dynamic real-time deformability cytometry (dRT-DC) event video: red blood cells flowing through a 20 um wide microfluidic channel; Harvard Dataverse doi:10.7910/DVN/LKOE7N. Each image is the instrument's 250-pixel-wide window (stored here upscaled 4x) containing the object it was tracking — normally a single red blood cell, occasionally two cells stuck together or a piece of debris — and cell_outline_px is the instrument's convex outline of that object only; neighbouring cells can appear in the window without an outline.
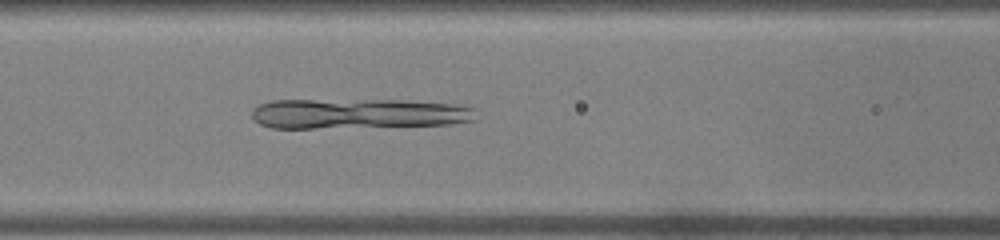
{"species": "common noctule bat (a hibernating species)", "species_latin": "Nyctalus noctula", "temperature_condition": "warm", "stored_images_in_passage": 46, "camera_frame_rate_fps": 3000, "um_per_image_px": 0.085, "animal": {"sex": "male", "body_mass_g": 19.0, "forearm_length_mm": 50.8}, "frame": {"image": 1, "passage_image": 20, "time_ms": 6.333, "image_size_px": [1000, 240], "cell_outline_px": [[476, 120], [452, 124], [316, 128], [272, 128], [260, 124], [252, 120], [252, 108], [260, 104], [272, 100], [400, 100], [452, 104], [476, 108]], "centroid_in_image_um": [30.43, 9.66], "position_along_channel_um": 136.2, "area_um2": 39.48}}
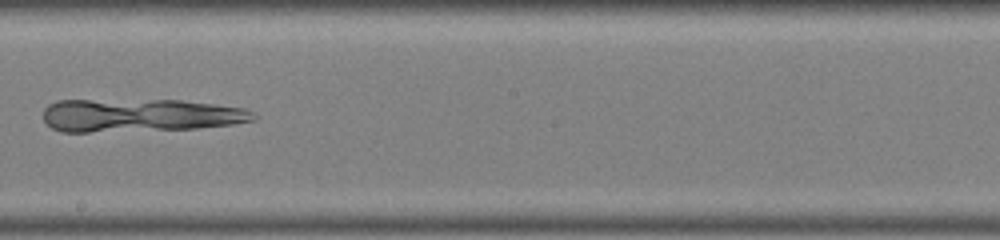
{"frame": {"image": 2, "passage_image": 27, "time_ms": 8.667, "image_size_px": [1000, 240], "cell_outline_px": [[256, 120], [232, 124], [196, 128], [88, 132], [60, 132], [52, 128], [44, 120], [44, 108], [48, 104], [56, 100], [180, 100], [244, 108], [252, 112], [256, 116]], "centroid_in_image_um": [11.85, 9.8], "position_along_channel_um": 236.3, "area_um2": 40.46}}
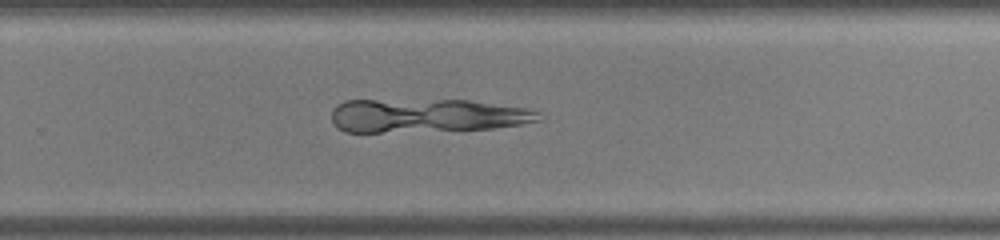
{"frame": {"image": 3, "passage_image": 31, "time_ms": 10.0, "image_size_px": [1000, 240], "cell_outline_px": [[544, 120], [520, 124], [492, 128], [380, 132], [344, 132], [336, 128], [332, 120], [332, 108], [336, 104], [344, 100], [468, 100], [524, 108], [540, 112]], "centroid_in_image_um": [36.23, 9.82], "position_along_channel_um": 293.6, "area_um2": 40.58}}